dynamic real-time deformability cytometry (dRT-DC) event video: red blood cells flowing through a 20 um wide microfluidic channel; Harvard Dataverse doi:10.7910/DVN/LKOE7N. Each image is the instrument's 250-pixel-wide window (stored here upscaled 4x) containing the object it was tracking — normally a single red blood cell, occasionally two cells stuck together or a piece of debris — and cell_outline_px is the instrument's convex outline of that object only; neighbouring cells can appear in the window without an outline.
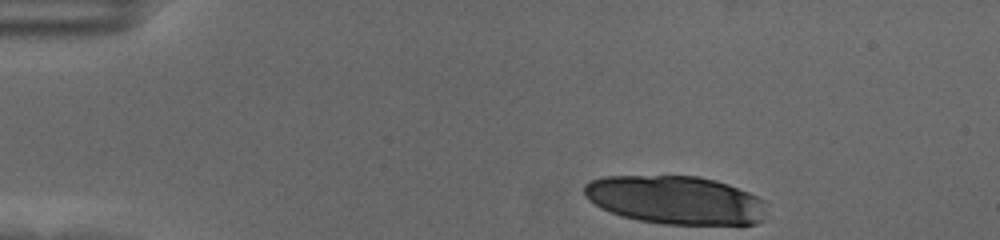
{"species": "human", "species_latin": "Homo sapiens", "temperature_condition": "cold", "stored_images_in_passage": 40, "camera_frame_rate_fps": 3000, "um_per_image_px": 0.085, "donor": {"sex": "female"}, "frame": {"image": 1, "passage_image": 1, "time_ms": 0.0, "image_size_px": [1000, 240], "cell_outline_px": [[764, 220], [756, 224], [664, 224], [636, 220], [620, 216], [600, 208], [588, 200], [584, 196], [584, 184], [592, 180], [604, 176], [696, 176], [716, 180], [728, 184], [748, 192], [764, 200]], "centroid_in_image_um": [57.38, 17.0], "position_along_channel_um": 27.6, "area_um2": 51.62}}
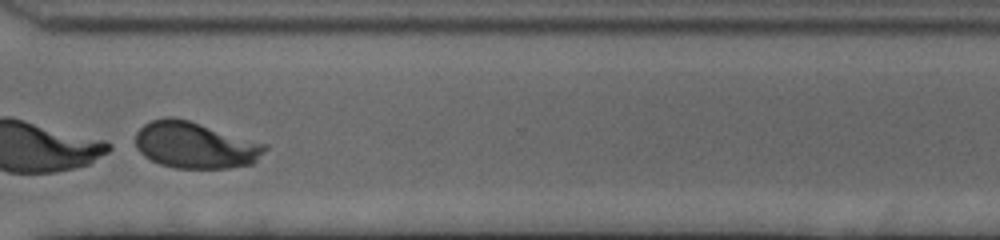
{"frame": {"image": 2, "passage_image": 36, "time_ms": 11.667, "image_size_px": [1000, 240], "cell_outline_px": [[268, 148], [252, 164], [228, 168], [176, 168], [160, 164], [144, 156], [136, 148], [136, 132], [144, 124], [152, 120], [164, 116], [172, 116], [188, 120], [268, 144]], "centroid_in_image_um": [16.58, 12.33], "position_along_channel_um": 354.0, "area_um2": 35.08}}